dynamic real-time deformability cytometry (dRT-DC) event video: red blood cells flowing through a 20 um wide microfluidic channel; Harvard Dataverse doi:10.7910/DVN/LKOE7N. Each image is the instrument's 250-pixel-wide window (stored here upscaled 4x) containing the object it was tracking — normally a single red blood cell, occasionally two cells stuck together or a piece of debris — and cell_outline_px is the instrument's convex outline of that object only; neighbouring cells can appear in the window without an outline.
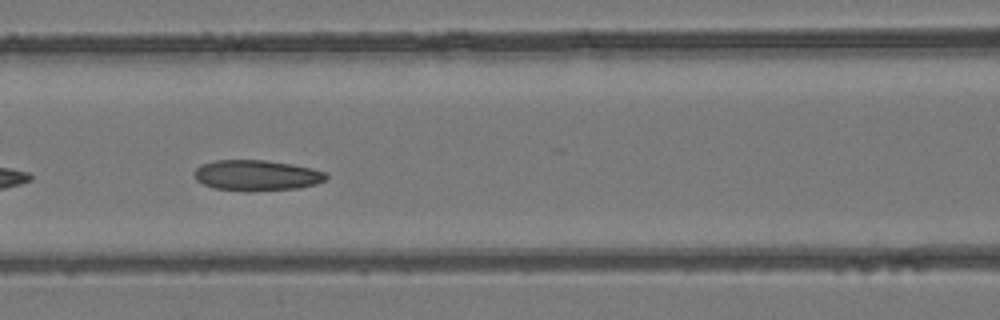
{"species": "common noctule bat (a hibernating species)", "species_latin": "Nyctalus noctula", "temperature_condition": "room temperature", "stored_images_in_passage": 25, "camera_frame_rate_fps": 3000, "um_per_image_px": 0.085, "animal": {"sex": "female", "body_mass_g": 24.6, "forearm_length_mm": 56.2}, "frame": {"image": 1, "passage_image": 22, "time_ms": 7.0, "image_size_px": [1000, 320], "cell_outline_px": [[328, 180], [316, 184], [300, 188], [212, 188], [196, 180], [196, 168], [200, 164], [216, 160], [264, 160], [312, 168], [324, 172], [328, 176]], "centroid_in_image_um": [21.84, 14.86], "position_along_channel_um": 144.8, "area_um2": 22.43}}